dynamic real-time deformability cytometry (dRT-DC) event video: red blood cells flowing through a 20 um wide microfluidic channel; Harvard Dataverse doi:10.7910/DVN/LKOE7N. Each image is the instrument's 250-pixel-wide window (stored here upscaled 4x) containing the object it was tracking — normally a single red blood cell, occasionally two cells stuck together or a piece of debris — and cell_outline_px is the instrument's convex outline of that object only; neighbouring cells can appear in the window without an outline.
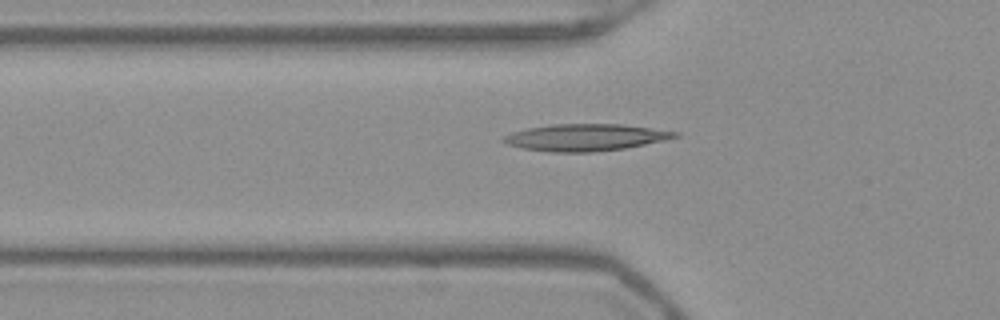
{"species": "Egyptian fruit bat (a non-hibernating species)", "species_latin": "Rousettus aegyptiacus", "temperature_condition": "warm", "stored_images_in_passage": 41, "camera_frame_rate_fps": 3000, "um_per_image_px": 0.085, "frame": {"image": 1, "passage_image": 8, "time_ms": 2.333, "image_size_px": [1000, 320], "cell_outline_px": [[680, 136], [664, 140], [624, 148], [592, 152], [548, 152], [520, 148], [508, 144], [500, 140], [500, 136], [512, 132], [528, 128], [552, 124], [620, 124], [680, 132]], "centroid_in_image_um": [49.7, 11.68], "position_along_channel_um": 76.1, "area_um2": 26.88}}
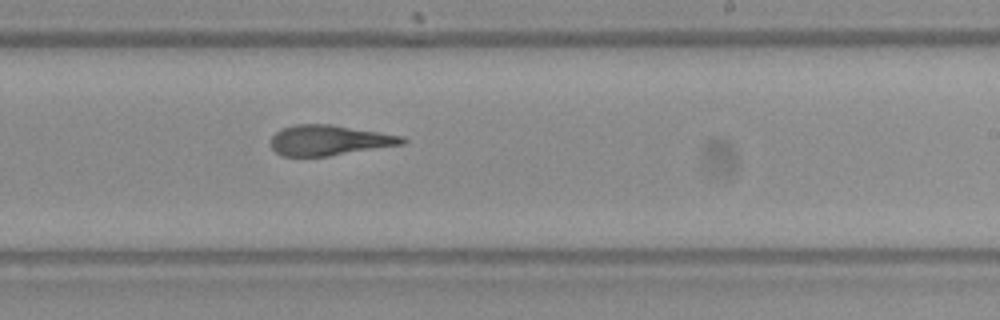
{"frame": {"image": 2, "passage_image": 22, "time_ms": 7.0, "image_size_px": [1000, 320], "cell_outline_px": [[408, 140], [404, 144], [328, 156], [280, 156], [272, 148], [272, 136], [280, 128], [296, 124], [328, 124], [404, 136]], "centroid_in_image_um": [27.98, 11.92], "position_along_channel_um": 261.0, "area_um2": 23.12}}
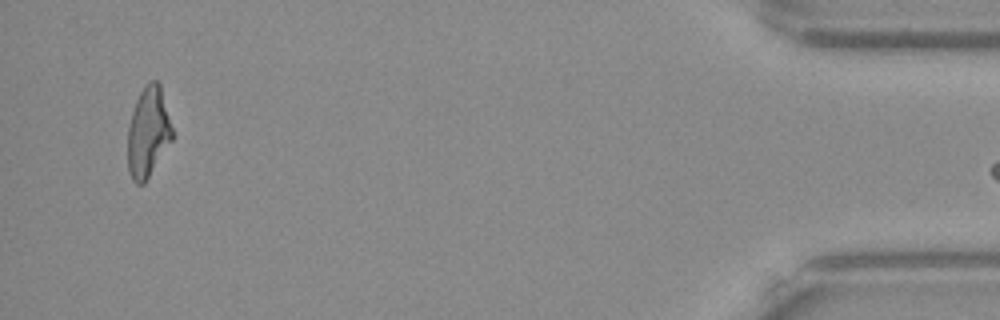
{"frame": {"image": 3, "passage_image": 40, "time_ms": 13.0, "image_size_px": [1000, 320], "cell_outline_px": [[172, 140], [144, 184], [136, 184], [132, 180], [128, 168], [128, 128], [132, 112], [136, 100], [140, 92], [152, 80], [156, 80], [160, 84], [172, 128]], "centroid_in_image_um": [12.58, 11.27], "position_along_channel_um": 422.6, "area_um2": 23.06}}